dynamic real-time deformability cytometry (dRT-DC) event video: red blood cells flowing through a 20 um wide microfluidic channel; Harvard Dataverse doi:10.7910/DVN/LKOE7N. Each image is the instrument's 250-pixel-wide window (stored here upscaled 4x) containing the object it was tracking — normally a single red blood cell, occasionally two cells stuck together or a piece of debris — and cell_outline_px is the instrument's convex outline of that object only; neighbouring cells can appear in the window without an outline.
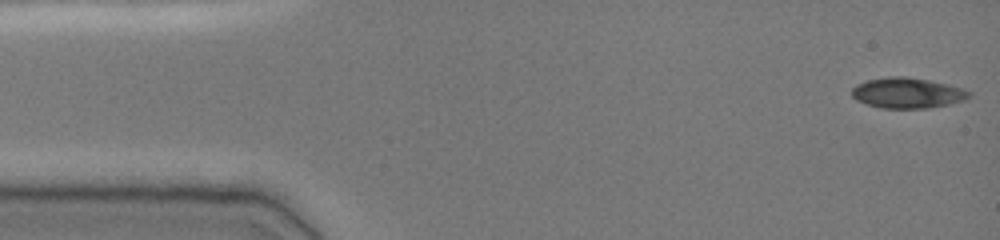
{"species": "common noctule bat (a hibernating species)", "species_latin": "Nyctalus noctula", "temperature_condition": "cold", "stored_images_in_passage": 49, "camera_frame_rate_fps": 3000, "um_per_image_px": 0.085, "animal": {"sex": "female", "body_mass_g": 19.0, "forearm_length_mm": 51.5}, "frame": {"image": 1, "passage_image": 1, "time_ms": 0.0, "image_size_px": [1000, 240], "cell_outline_px": [[972, 96], [964, 100], [948, 104], [928, 108], [880, 108], [856, 100], [852, 96], [852, 88], [856, 84], [868, 80], [888, 76], [904, 76], [928, 80], [948, 84], [972, 92]], "centroid_in_image_um": [77.12, 7.9], "position_along_channel_um": 7.9, "area_um2": 20.81}}
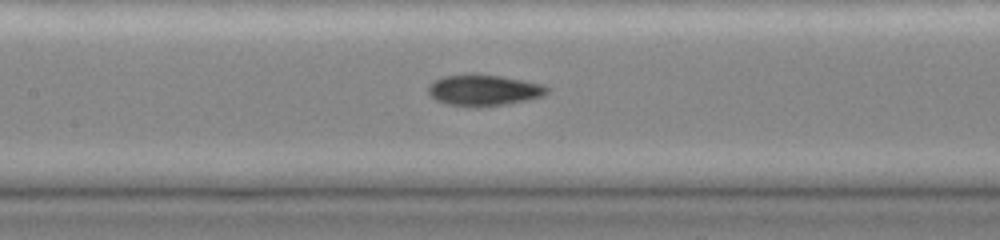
{"frame": {"image": 2, "passage_image": 22, "time_ms": 7.0, "image_size_px": [1000, 240], "cell_outline_px": [[552, 88], [544, 96], [504, 104], [476, 108], [472, 108], [448, 104], [436, 100], [428, 92], [428, 84], [432, 80], [444, 76], [472, 72], [500, 76], [524, 80], [544, 84]], "centroid_in_image_um": [41.11, 7.65], "position_along_channel_um": 166.3, "area_um2": 22.14}}
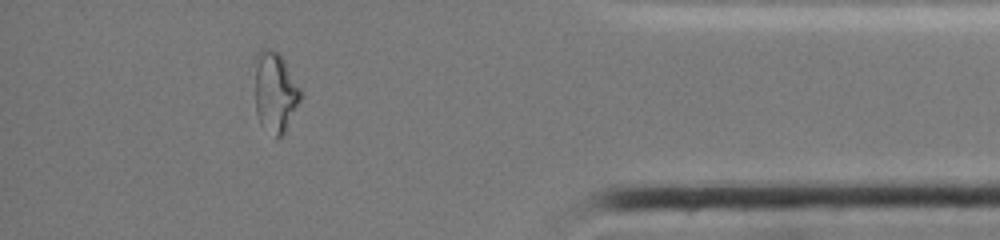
{"frame": {"image": 3, "passage_image": 43, "time_ms": 14.0, "image_size_px": [1000, 240], "cell_outline_px": [[304, 92], [284, 132], [276, 140], [260, 124], [256, 112], [252, 60], [256, 52], [260, 48], [268, 48], [276, 52], [284, 60]], "centroid_in_image_um": [23.33, 7.78], "position_along_channel_um": 411.9, "area_um2": 22.25}, "authors_computed_cell_mechanics": {"area_um2": 20.7502, "velocity_mm_per_s": 3.867, "shape_relaxation_time_tau1_ms": null, "shape_relaxation_time_tau2_ms": 2.8584, "deformation_change_tau1": null, "deformation_change_tau2": 0.0662}}